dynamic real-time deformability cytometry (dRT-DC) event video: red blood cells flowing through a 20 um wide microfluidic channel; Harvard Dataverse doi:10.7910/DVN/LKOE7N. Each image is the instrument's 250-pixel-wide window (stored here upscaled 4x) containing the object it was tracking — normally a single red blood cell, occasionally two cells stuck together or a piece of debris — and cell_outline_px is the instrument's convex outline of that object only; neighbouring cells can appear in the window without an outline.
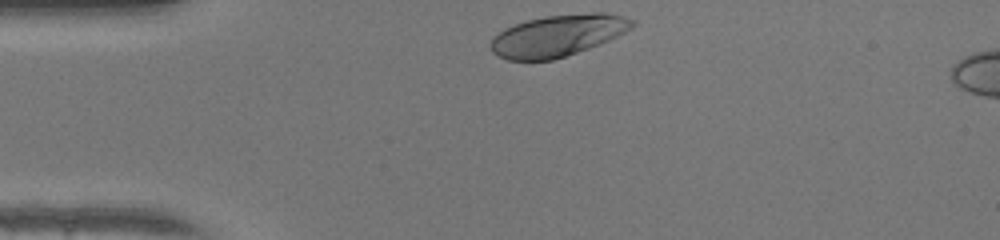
{"species": "human", "species_latin": "Homo sapiens", "temperature_condition": "warm", "stored_images_in_passage": 29, "camera_frame_rate_fps": 3000, "um_per_image_px": 0.085, "donor": {"sex": "female"}, "frame": {"image": 1, "passage_image": 1, "time_ms": 0.0, "image_size_px": [1000, 240], "cell_outline_px": [[636, 24], [632, 28], [600, 44], [552, 60], [508, 60], [492, 52], [488, 44], [492, 36], [496, 32], [504, 28], [528, 20], [544, 16], [596, 12], [604, 12], [624, 16], [636, 20]], "centroid_in_image_um": [47.39, 3.01], "position_along_channel_um": 37.6, "area_um2": 34.39}}
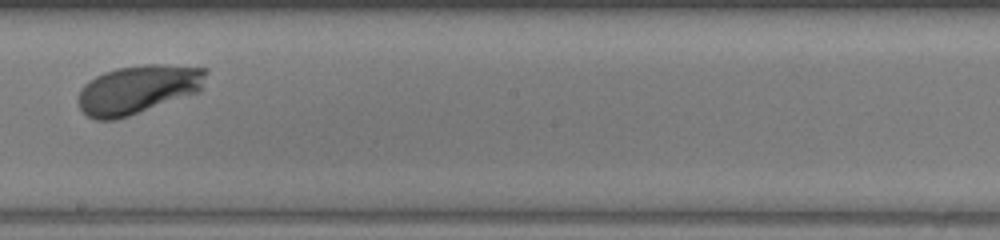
{"frame": {"image": 2, "passage_image": 18, "time_ms": 5.667, "image_size_px": [1000, 240], "cell_outline_px": [[208, 72], [204, 88], [200, 92], [116, 120], [96, 120], [88, 116], [80, 108], [76, 100], [80, 88], [88, 80], [104, 72], [116, 68], [144, 64], [160, 64], [208, 68]], "centroid_in_image_um": [11.74, 7.59], "position_along_channel_um": 236.5, "area_um2": 36.82}}
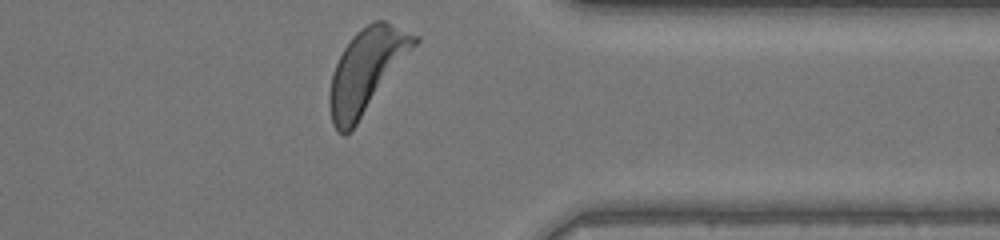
{"frame": {"image": 3, "passage_image": 29, "time_ms": 9.333, "image_size_px": [1000, 240], "cell_outline_px": [[420, 40], [356, 124], [344, 136], [336, 132], [332, 124], [328, 104], [328, 96], [332, 72], [344, 48], [352, 36], [356, 32], [368, 24], [376, 20], [384, 20], [420, 36]], "centroid_in_image_um": [31.13, 6.0], "position_along_channel_um": 380.3, "area_um2": 40.75}, "authors_computed_cell_mechanics": {"area_um2": 34.969, "velocity_mm_per_s": 4.1751, "shape_relaxation_time_tau1_ms": 1.1693, "shape_relaxation_time_tau2_ms": null, "deformation_change_tau1": 0.1419, "deformation_change_tau2": null}}